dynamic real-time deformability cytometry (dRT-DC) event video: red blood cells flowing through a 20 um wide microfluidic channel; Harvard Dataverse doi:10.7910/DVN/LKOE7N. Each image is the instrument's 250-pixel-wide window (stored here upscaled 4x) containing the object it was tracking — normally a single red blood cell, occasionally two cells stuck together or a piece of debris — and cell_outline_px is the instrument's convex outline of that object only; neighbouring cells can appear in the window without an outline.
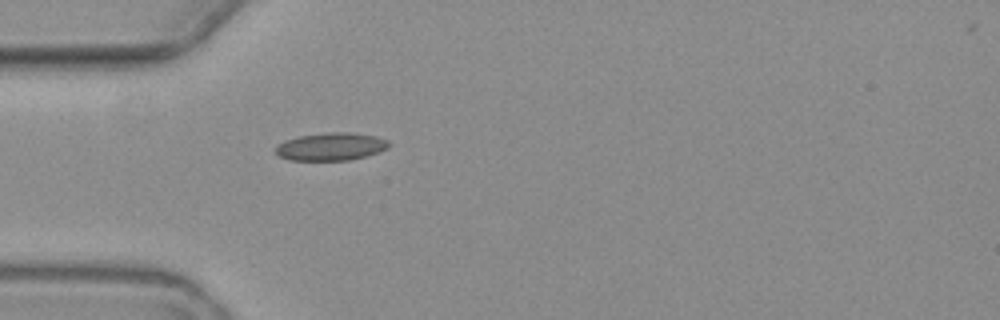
{"species": "common noctule bat (a hibernating species)", "species_latin": "Nyctalus noctula", "temperature_condition": "warm", "stored_images_in_passage": 1, "camera_frame_rate_fps": 3000, "um_per_image_px": 0.085, "animal": {"sex": "female", "body_mass_g": 19.3, "forearm_length_mm": 54.1}, "frame": {"image": 1, "passage_image": 1, "time_ms": 0.0, "image_size_px": [1000, 320], "cell_outline_px": [[392, 144], [388, 148], [380, 152], [348, 160], [292, 160], [280, 156], [276, 152], [276, 144], [284, 140], [300, 136], [328, 132], [352, 132], [376, 136], [388, 140]], "centroid_in_image_um": [28.17, 12.45], "position_along_channel_um": 56.8, "area_um2": 18.38}}